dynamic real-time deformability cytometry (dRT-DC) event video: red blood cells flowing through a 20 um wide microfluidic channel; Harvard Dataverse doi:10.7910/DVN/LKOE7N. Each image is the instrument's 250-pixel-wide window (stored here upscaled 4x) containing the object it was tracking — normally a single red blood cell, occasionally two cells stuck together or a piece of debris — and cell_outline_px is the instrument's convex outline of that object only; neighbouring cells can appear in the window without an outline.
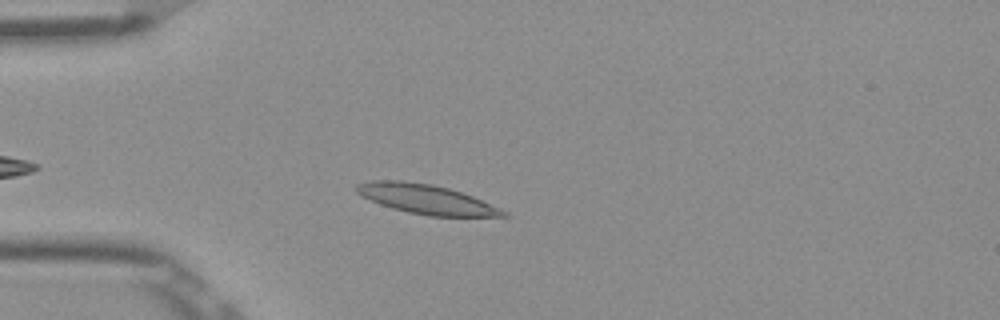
{"species": "Egyptian fruit bat (a non-hibernating species)", "species_latin": "Rousettus aegyptiacus", "temperature_condition": "room temperature", "stored_images_in_passage": 34, "camera_frame_rate_fps": 3000, "um_per_image_px": 0.085, "frame": {"image": 1, "passage_image": 6, "time_ms": 1.667, "image_size_px": [1000, 320], "cell_outline_px": [[508, 216], [428, 216], [408, 212], [392, 208], [380, 204], [360, 196], [356, 192], [356, 184], [372, 180], [400, 180], [432, 184], [448, 188], [472, 196], [500, 208], [508, 212]], "centroid_in_image_um": [36.19, 16.92], "position_along_channel_um": 48.8, "area_um2": 25.09}}
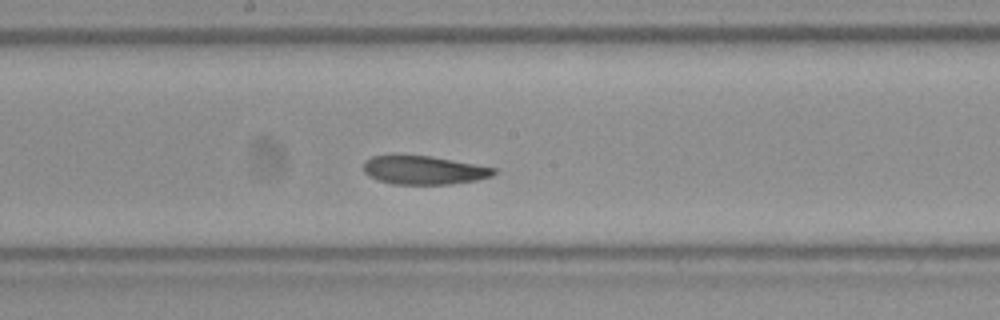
{"frame": {"image": 2, "passage_image": 20, "time_ms": 6.333, "image_size_px": [1000, 320], "cell_outline_px": [[496, 172], [492, 176], [476, 180], [452, 184], [392, 184], [368, 176], [364, 172], [364, 160], [372, 156], [432, 156], [476, 164], [496, 168]], "centroid_in_image_um": [36.04, 14.47], "position_along_channel_um": 212.2, "area_um2": 21.56}}
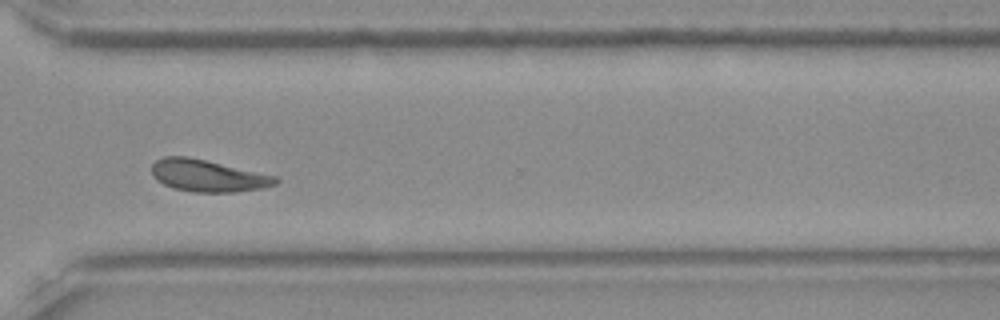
{"frame": {"image": 3, "passage_image": 31, "time_ms": 10.0, "image_size_px": [1000, 320], "cell_outline_px": [[280, 180], [276, 184], [264, 188], [236, 192], [192, 192], [172, 188], [156, 180], [152, 176], [152, 164], [156, 160], [164, 156], [188, 156], [276, 176]], "centroid_in_image_um": [17.65, 14.94], "position_along_channel_um": 353.0, "area_um2": 23.18}, "authors_computed_cell_mechanics": {"area_um2": 23.3223, "velocity_mm_per_s": 3.8355, "shape_relaxation_time_tau1_ms": 8.9947, "shape_relaxation_time_tau2_ms": 3.4204, "deformation_change_tau1": 0.1611, "deformation_change_tau2": 0.0836}}